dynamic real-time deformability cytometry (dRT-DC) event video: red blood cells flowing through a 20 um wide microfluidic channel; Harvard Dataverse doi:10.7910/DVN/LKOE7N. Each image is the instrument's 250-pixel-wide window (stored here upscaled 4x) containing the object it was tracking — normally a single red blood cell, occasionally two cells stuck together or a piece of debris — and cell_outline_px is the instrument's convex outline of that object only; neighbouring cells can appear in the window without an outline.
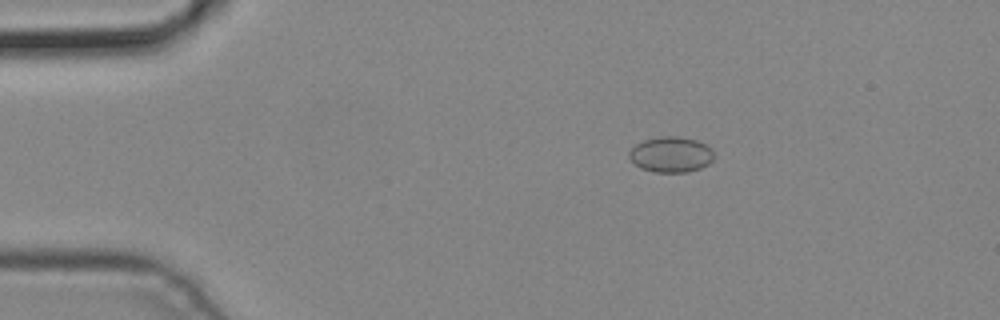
{"species": "common noctule bat (a hibernating species)", "species_latin": "Nyctalus noctula", "temperature_condition": "cold", "stored_images_in_passage": 4, "camera_frame_rate_fps": 3000, "um_per_image_px": 0.085, "animal": {"sex": "male", "body_mass_g": 19.2, "forearm_length_mm": 51.8}, "frame": {"image": 1, "passage_image": 2, "time_ms": 0.333, "image_size_px": [1000, 320], "cell_outline_px": [[712, 160], [708, 164], [700, 168], [688, 172], [652, 172], [640, 168], [628, 156], [628, 152], [636, 144], [644, 140], [660, 136], [676, 136], [696, 140], [712, 148]], "centroid_in_image_um": [57.01, 13.13], "position_along_channel_um": 28.0, "area_um2": 17.51}}
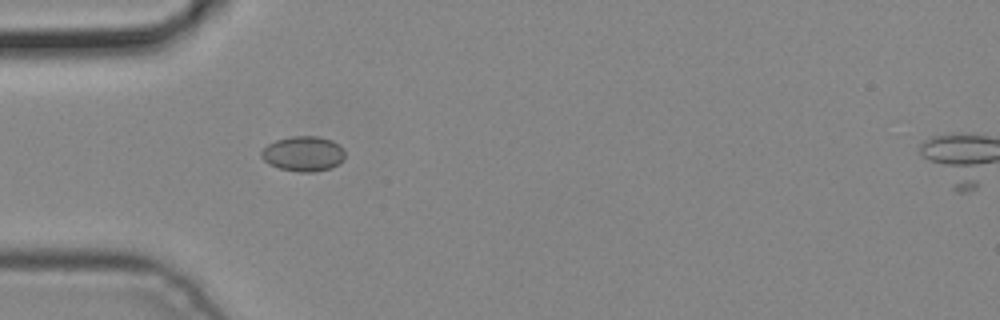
{"frame": {"image": 2, "passage_image": 3, "time_ms": 0.667, "image_size_px": [1000, 320], "cell_outline_px": [[344, 160], [332, 168], [312, 172], [300, 172], [280, 168], [268, 164], [260, 156], [260, 152], [268, 144], [276, 140], [292, 136], [316, 136], [332, 140], [344, 152]], "centroid_in_image_um": [25.76, 13.07], "position_along_channel_um": 59.2, "area_um2": 16.99}}